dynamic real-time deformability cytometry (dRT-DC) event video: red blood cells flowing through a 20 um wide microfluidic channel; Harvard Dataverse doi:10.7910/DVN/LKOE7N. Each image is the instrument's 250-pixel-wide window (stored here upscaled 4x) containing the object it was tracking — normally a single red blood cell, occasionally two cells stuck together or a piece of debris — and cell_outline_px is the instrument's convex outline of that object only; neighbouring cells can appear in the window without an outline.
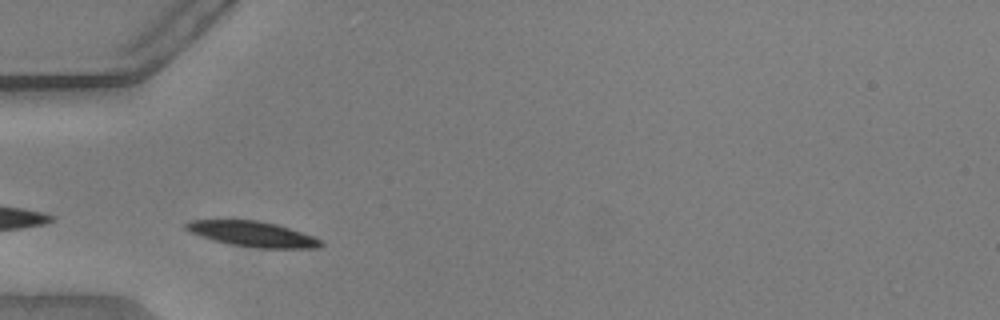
{"species": "common noctule bat (a hibernating species)", "species_latin": "Nyctalus noctula", "temperature_condition": "warm", "stored_images_in_passage": 26, "camera_frame_rate_fps": 3000, "um_per_image_px": 0.085, "animal": {"sex": "male", "body_mass_g": 20.5, "forearm_length_mm": 52.5}, "frame": {"image": 1, "passage_image": 1, "time_ms": 0.0, "image_size_px": [1000, 320], "cell_outline_px": [[324, 244], [320, 248], [260, 248], [228, 244], [212, 240], [192, 232], [184, 228], [184, 224], [188, 220], [256, 220], [276, 224], [312, 236], [320, 240]], "centroid_in_image_um": [21.45, 19.89], "position_along_channel_um": 63.6, "area_um2": 19.71}}
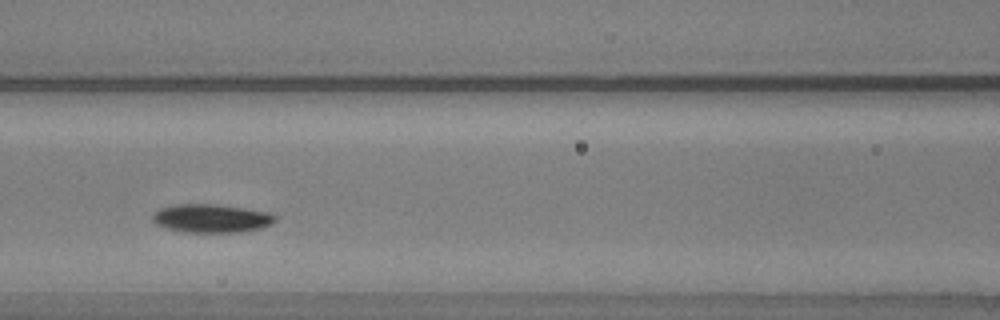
{"frame": {"image": 2, "passage_image": 8, "time_ms": 2.333, "image_size_px": [1000, 320], "cell_outline_px": [[276, 220], [272, 224], [260, 228], [240, 232], [184, 232], [164, 228], [156, 224], [152, 220], [152, 216], [160, 208], [172, 204], [216, 204], [244, 208], [268, 212], [276, 216]], "centroid_in_image_um": [17.95, 18.56], "position_along_channel_um": 148.7, "area_um2": 20.4}}
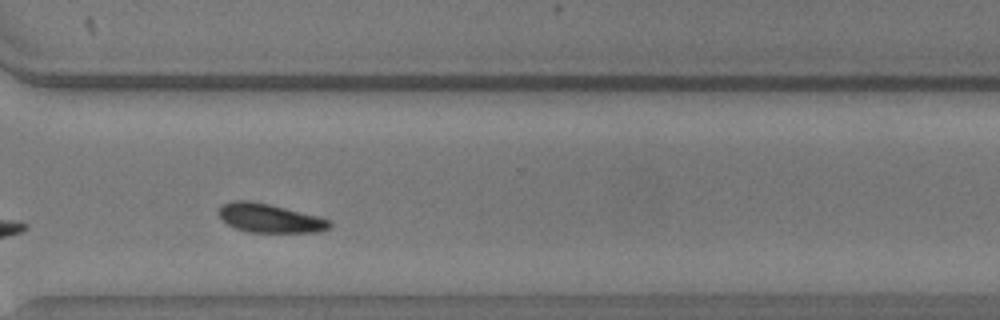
{"frame": {"image": 3, "passage_image": 24, "time_ms": 7.667, "image_size_px": [1000, 320], "cell_outline_px": [[332, 224], [328, 228], [316, 232], [248, 232], [236, 228], [228, 224], [216, 212], [220, 204], [232, 200], [248, 200], [268, 204], [320, 216], [332, 220]], "centroid_in_image_um": [22.91, 18.53], "position_along_channel_um": 347.7, "area_um2": 18.73}, "authors_computed_cell_mechanics": {"area_um2": 19.6809, "velocity_mm_per_s": 3.7405, "shape_relaxation_time_tau1_ms": 1.8136, "shape_relaxation_time_tau2_ms": null, "deformation_change_tau1": 0.0771, "deformation_change_tau2": null}}